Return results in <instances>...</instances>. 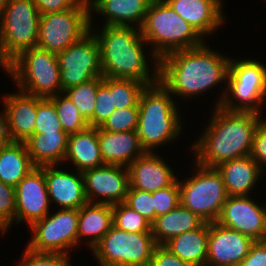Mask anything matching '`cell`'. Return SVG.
Listing matches in <instances>:
<instances>
[{"mask_svg": "<svg viewBox=\"0 0 266 266\" xmlns=\"http://www.w3.org/2000/svg\"><path fill=\"white\" fill-rule=\"evenodd\" d=\"M205 223L181 204L155 219L151 224V232L157 245H165L172 238L182 233L200 228Z\"/></svg>", "mask_w": 266, "mask_h": 266, "instance_id": "28", "label": "cell"}, {"mask_svg": "<svg viewBox=\"0 0 266 266\" xmlns=\"http://www.w3.org/2000/svg\"><path fill=\"white\" fill-rule=\"evenodd\" d=\"M152 1L153 0H88L90 9V29L92 28V11H96V13L105 17L106 22L104 25L132 26L137 24L138 28H141Z\"/></svg>", "mask_w": 266, "mask_h": 266, "instance_id": "22", "label": "cell"}, {"mask_svg": "<svg viewBox=\"0 0 266 266\" xmlns=\"http://www.w3.org/2000/svg\"><path fill=\"white\" fill-rule=\"evenodd\" d=\"M195 163L196 173L187 181H178L180 204L205 222H216L228 198L222 176L216 168Z\"/></svg>", "mask_w": 266, "mask_h": 266, "instance_id": "9", "label": "cell"}, {"mask_svg": "<svg viewBox=\"0 0 266 266\" xmlns=\"http://www.w3.org/2000/svg\"><path fill=\"white\" fill-rule=\"evenodd\" d=\"M216 222L254 241L265 240L266 205H258L248 196H228Z\"/></svg>", "mask_w": 266, "mask_h": 266, "instance_id": "14", "label": "cell"}, {"mask_svg": "<svg viewBox=\"0 0 266 266\" xmlns=\"http://www.w3.org/2000/svg\"><path fill=\"white\" fill-rule=\"evenodd\" d=\"M88 0L74 8L40 15L37 47L58 54L79 41L90 29Z\"/></svg>", "mask_w": 266, "mask_h": 266, "instance_id": "11", "label": "cell"}, {"mask_svg": "<svg viewBox=\"0 0 266 266\" xmlns=\"http://www.w3.org/2000/svg\"><path fill=\"white\" fill-rule=\"evenodd\" d=\"M15 212V187L0 181V230L3 234L13 223V220L15 222Z\"/></svg>", "mask_w": 266, "mask_h": 266, "instance_id": "41", "label": "cell"}, {"mask_svg": "<svg viewBox=\"0 0 266 266\" xmlns=\"http://www.w3.org/2000/svg\"><path fill=\"white\" fill-rule=\"evenodd\" d=\"M254 242L249 236L221 226L217 222H211L206 265L239 266Z\"/></svg>", "mask_w": 266, "mask_h": 266, "instance_id": "17", "label": "cell"}, {"mask_svg": "<svg viewBox=\"0 0 266 266\" xmlns=\"http://www.w3.org/2000/svg\"><path fill=\"white\" fill-rule=\"evenodd\" d=\"M4 113H0V148L9 142Z\"/></svg>", "mask_w": 266, "mask_h": 266, "instance_id": "46", "label": "cell"}, {"mask_svg": "<svg viewBox=\"0 0 266 266\" xmlns=\"http://www.w3.org/2000/svg\"><path fill=\"white\" fill-rule=\"evenodd\" d=\"M83 0H33L41 15L74 8Z\"/></svg>", "mask_w": 266, "mask_h": 266, "instance_id": "44", "label": "cell"}, {"mask_svg": "<svg viewBox=\"0 0 266 266\" xmlns=\"http://www.w3.org/2000/svg\"><path fill=\"white\" fill-rule=\"evenodd\" d=\"M24 142L9 141L0 148V181L15 187L33 168Z\"/></svg>", "mask_w": 266, "mask_h": 266, "instance_id": "30", "label": "cell"}, {"mask_svg": "<svg viewBox=\"0 0 266 266\" xmlns=\"http://www.w3.org/2000/svg\"><path fill=\"white\" fill-rule=\"evenodd\" d=\"M102 83L103 77H96L64 91L86 121L94 115L97 90Z\"/></svg>", "mask_w": 266, "mask_h": 266, "instance_id": "32", "label": "cell"}, {"mask_svg": "<svg viewBox=\"0 0 266 266\" xmlns=\"http://www.w3.org/2000/svg\"><path fill=\"white\" fill-rule=\"evenodd\" d=\"M15 223L26 221L29 227L49 214V195L44 174V166L33 168L15 186Z\"/></svg>", "mask_w": 266, "mask_h": 266, "instance_id": "16", "label": "cell"}, {"mask_svg": "<svg viewBox=\"0 0 266 266\" xmlns=\"http://www.w3.org/2000/svg\"><path fill=\"white\" fill-rule=\"evenodd\" d=\"M68 137L65 131L34 133L24 143L35 166L59 165L65 161Z\"/></svg>", "mask_w": 266, "mask_h": 266, "instance_id": "25", "label": "cell"}, {"mask_svg": "<svg viewBox=\"0 0 266 266\" xmlns=\"http://www.w3.org/2000/svg\"><path fill=\"white\" fill-rule=\"evenodd\" d=\"M139 107L115 109L100 126L108 132L135 131L137 129Z\"/></svg>", "mask_w": 266, "mask_h": 266, "instance_id": "35", "label": "cell"}, {"mask_svg": "<svg viewBox=\"0 0 266 266\" xmlns=\"http://www.w3.org/2000/svg\"><path fill=\"white\" fill-rule=\"evenodd\" d=\"M173 100L160 81L143 90L139 99L136 132L145 152H152L159 145L174 141L179 136L182 119Z\"/></svg>", "mask_w": 266, "mask_h": 266, "instance_id": "4", "label": "cell"}, {"mask_svg": "<svg viewBox=\"0 0 266 266\" xmlns=\"http://www.w3.org/2000/svg\"><path fill=\"white\" fill-rule=\"evenodd\" d=\"M18 266H72V264L66 254L34 252L26 247Z\"/></svg>", "mask_w": 266, "mask_h": 266, "instance_id": "39", "label": "cell"}, {"mask_svg": "<svg viewBox=\"0 0 266 266\" xmlns=\"http://www.w3.org/2000/svg\"><path fill=\"white\" fill-rule=\"evenodd\" d=\"M41 99L21 90L3 96V113L10 141L24 142L34 134L37 103Z\"/></svg>", "mask_w": 266, "mask_h": 266, "instance_id": "18", "label": "cell"}, {"mask_svg": "<svg viewBox=\"0 0 266 266\" xmlns=\"http://www.w3.org/2000/svg\"><path fill=\"white\" fill-rule=\"evenodd\" d=\"M66 160H70L80 172L104 165L97 128L88 127L84 131L69 135L65 162Z\"/></svg>", "mask_w": 266, "mask_h": 266, "instance_id": "27", "label": "cell"}, {"mask_svg": "<svg viewBox=\"0 0 266 266\" xmlns=\"http://www.w3.org/2000/svg\"><path fill=\"white\" fill-rule=\"evenodd\" d=\"M4 69L27 94L50 98L62 93L57 54L45 49H24Z\"/></svg>", "mask_w": 266, "mask_h": 266, "instance_id": "6", "label": "cell"}, {"mask_svg": "<svg viewBox=\"0 0 266 266\" xmlns=\"http://www.w3.org/2000/svg\"><path fill=\"white\" fill-rule=\"evenodd\" d=\"M56 131L64 130L59 121L55 105L50 98H42L37 103L34 133H51Z\"/></svg>", "mask_w": 266, "mask_h": 266, "instance_id": "36", "label": "cell"}, {"mask_svg": "<svg viewBox=\"0 0 266 266\" xmlns=\"http://www.w3.org/2000/svg\"><path fill=\"white\" fill-rule=\"evenodd\" d=\"M156 246L152 232H127L112 225L92 253L100 266H149Z\"/></svg>", "mask_w": 266, "mask_h": 266, "instance_id": "10", "label": "cell"}, {"mask_svg": "<svg viewBox=\"0 0 266 266\" xmlns=\"http://www.w3.org/2000/svg\"><path fill=\"white\" fill-rule=\"evenodd\" d=\"M115 109L110 89L102 83L97 90L94 115L88 121L89 127H100Z\"/></svg>", "mask_w": 266, "mask_h": 266, "instance_id": "40", "label": "cell"}, {"mask_svg": "<svg viewBox=\"0 0 266 266\" xmlns=\"http://www.w3.org/2000/svg\"><path fill=\"white\" fill-rule=\"evenodd\" d=\"M224 90L215 107L262 114L260 105L266 96V67L262 62L251 59H231L227 88ZM233 98L240 101L239 104Z\"/></svg>", "mask_w": 266, "mask_h": 266, "instance_id": "8", "label": "cell"}, {"mask_svg": "<svg viewBox=\"0 0 266 266\" xmlns=\"http://www.w3.org/2000/svg\"><path fill=\"white\" fill-rule=\"evenodd\" d=\"M250 156L257 162L260 169L263 166H265L266 164V119L263 120L256 129Z\"/></svg>", "mask_w": 266, "mask_h": 266, "instance_id": "42", "label": "cell"}, {"mask_svg": "<svg viewBox=\"0 0 266 266\" xmlns=\"http://www.w3.org/2000/svg\"><path fill=\"white\" fill-rule=\"evenodd\" d=\"M79 209H59L47 214L31 226L33 237L28 241L34 252L69 254V249L78 245Z\"/></svg>", "mask_w": 266, "mask_h": 266, "instance_id": "12", "label": "cell"}, {"mask_svg": "<svg viewBox=\"0 0 266 266\" xmlns=\"http://www.w3.org/2000/svg\"><path fill=\"white\" fill-rule=\"evenodd\" d=\"M149 266H192L174 255L164 245H157L154 249Z\"/></svg>", "mask_w": 266, "mask_h": 266, "instance_id": "43", "label": "cell"}, {"mask_svg": "<svg viewBox=\"0 0 266 266\" xmlns=\"http://www.w3.org/2000/svg\"><path fill=\"white\" fill-rule=\"evenodd\" d=\"M129 187L155 192L173 185L177 177L162 158L154 152H145L128 167Z\"/></svg>", "mask_w": 266, "mask_h": 266, "instance_id": "20", "label": "cell"}, {"mask_svg": "<svg viewBox=\"0 0 266 266\" xmlns=\"http://www.w3.org/2000/svg\"><path fill=\"white\" fill-rule=\"evenodd\" d=\"M155 219L172 211L180 205V188L178 180L171 186L152 192Z\"/></svg>", "mask_w": 266, "mask_h": 266, "instance_id": "38", "label": "cell"}, {"mask_svg": "<svg viewBox=\"0 0 266 266\" xmlns=\"http://www.w3.org/2000/svg\"><path fill=\"white\" fill-rule=\"evenodd\" d=\"M124 168V169H123ZM88 202L116 205L125 201L129 188L128 168L104 164L82 172ZM103 197L96 201L94 197ZM94 199V200H93Z\"/></svg>", "mask_w": 266, "mask_h": 266, "instance_id": "15", "label": "cell"}, {"mask_svg": "<svg viewBox=\"0 0 266 266\" xmlns=\"http://www.w3.org/2000/svg\"><path fill=\"white\" fill-rule=\"evenodd\" d=\"M205 44L172 52L159 60V81L172 95H201L227 81L231 58Z\"/></svg>", "mask_w": 266, "mask_h": 266, "instance_id": "1", "label": "cell"}, {"mask_svg": "<svg viewBox=\"0 0 266 266\" xmlns=\"http://www.w3.org/2000/svg\"><path fill=\"white\" fill-rule=\"evenodd\" d=\"M182 19L202 36L223 24L222 0H164Z\"/></svg>", "mask_w": 266, "mask_h": 266, "instance_id": "21", "label": "cell"}, {"mask_svg": "<svg viewBox=\"0 0 266 266\" xmlns=\"http://www.w3.org/2000/svg\"><path fill=\"white\" fill-rule=\"evenodd\" d=\"M103 83L110 89L116 109L138 107L146 84L134 79L103 77Z\"/></svg>", "mask_w": 266, "mask_h": 266, "instance_id": "31", "label": "cell"}, {"mask_svg": "<svg viewBox=\"0 0 266 266\" xmlns=\"http://www.w3.org/2000/svg\"><path fill=\"white\" fill-rule=\"evenodd\" d=\"M62 92L102 76L100 45L90 30L79 41L57 54Z\"/></svg>", "mask_w": 266, "mask_h": 266, "instance_id": "13", "label": "cell"}, {"mask_svg": "<svg viewBox=\"0 0 266 266\" xmlns=\"http://www.w3.org/2000/svg\"><path fill=\"white\" fill-rule=\"evenodd\" d=\"M113 225L112 205L87 202L79 208L78 245L83 237H88L91 250Z\"/></svg>", "mask_w": 266, "mask_h": 266, "instance_id": "26", "label": "cell"}, {"mask_svg": "<svg viewBox=\"0 0 266 266\" xmlns=\"http://www.w3.org/2000/svg\"><path fill=\"white\" fill-rule=\"evenodd\" d=\"M91 31L99 41L103 77L134 79L147 86L159 81V64L149 73L140 28L103 25L101 32Z\"/></svg>", "mask_w": 266, "mask_h": 266, "instance_id": "3", "label": "cell"}, {"mask_svg": "<svg viewBox=\"0 0 266 266\" xmlns=\"http://www.w3.org/2000/svg\"><path fill=\"white\" fill-rule=\"evenodd\" d=\"M9 2V0H0V14L3 11L5 5Z\"/></svg>", "mask_w": 266, "mask_h": 266, "instance_id": "47", "label": "cell"}, {"mask_svg": "<svg viewBox=\"0 0 266 266\" xmlns=\"http://www.w3.org/2000/svg\"><path fill=\"white\" fill-rule=\"evenodd\" d=\"M239 266H266V241H255Z\"/></svg>", "mask_w": 266, "mask_h": 266, "instance_id": "45", "label": "cell"}, {"mask_svg": "<svg viewBox=\"0 0 266 266\" xmlns=\"http://www.w3.org/2000/svg\"><path fill=\"white\" fill-rule=\"evenodd\" d=\"M215 168L222 176L228 196H249L263 173L250 155L225 161Z\"/></svg>", "mask_w": 266, "mask_h": 266, "instance_id": "24", "label": "cell"}, {"mask_svg": "<svg viewBox=\"0 0 266 266\" xmlns=\"http://www.w3.org/2000/svg\"><path fill=\"white\" fill-rule=\"evenodd\" d=\"M97 133L104 164L128 167L145 153L140 145L136 130L108 132L97 127Z\"/></svg>", "mask_w": 266, "mask_h": 266, "instance_id": "23", "label": "cell"}, {"mask_svg": "<svg viewBox=\"0 0 266 266\" xmlns=\"http://www.w3.org/2000/svg\"><path fill=\"white\" fill-rule=\"evenodd\" d=\"M124 203L146 218L151 224L155 221L152 193L129 187Z\"/></svg>", "mask_w": 266, "mask_h": 266, "instance_id": "37", "label": "cell"}, {"mask_svg": "<svg viewBox=\"0 0 266 266\" xmlns=\"http://www.w3.org/2000/svg\"><path fill=\"white\" fill-rule=\"evenodd\" d=\"M255 112L226 111L216 107L206 130L192 145L195 161L215 168L225 161L250 155L254 134L262 122Z\"/></svg>", "mask_w": 266, "mask_h": 266, "instance_id": "2", "label": "cell"}, {"mask_svg": "<svg viewBox=\"0 0 266 266\" xmlns=\"http://www.w3.org/2000/svg\"><path fill=\"white\" fill-rule=\"evenodd\" d=\"M209 223L200 228L177 235L164 246L174 255L192 266L206 265Z\"/></svg>", "mask_w": 266, "mask_h": 266, "instance_id": "29", "label": "cell"}, {"mask_svg": "<svg viewBox=\"0 0 266 266\" xmlns=\"http://www.w3.org/2000/svg\"><path fill=\"white\" fill-rule=\"evenodd\" d=\"M113 225L127 232H151V223L124 202L112 205Z\"/></svg>", "mask_w": 266, "mask_h": 266, "instance_id": "34", "label": "cell"}, {"mask_svg": "<svg viewBox=\"0 0 266 266\" xmlns=\"http://www.w3.org/2000/svg\"><path fill=\"white\" fill-rule=\"evenodd\" d=\"M50 99L55 105L62 128L68 135L84 131L89 127L88 121L80 114L71 99L66 94L64 95V92Z\"/></svg>", "mask_w": 266, "mask_h": 266, "instance_id": "33", "label": "cell"}, {"mask_svg": "<svg viewBox=\"0 0 266 266\" xmlns=\"http://www.w3.org/2000/svg\"><path fill=\"white\" fill-rule=\"evenodd\" d=\"M40 13L33 0H9L0 14L3 69L24 49L37 46Z\"/></svg>", "mask_w": 266, "mask_h": 266, "instance_id": "7", "label": "cell"}, {"mask_svg": "<svg viewBox=\"0 0 266 266\" xmlns=\"http://www.w3.org/2000/svg\"><path fill=\"white\" fill-rule=\"evenodd\" d=\"M140 30L147 44H152L151 56L155 64L172 52L198 47L205 42L164 0L151 2Z\"/></svg>", "mask_w": 266, "mask_h": 266, "instance_id": "5", "label": "cell"}, {"mask_svg": "<svg viewBox=\"0 0 266 266\" xmlns=\"http://www.w3.org/2000/svg\"><path fill=\"white\" fill-rule=\"evenodd\" d=\"M76 173L58 170L57 165H44L49 201H55L61 209H79L88 202L83 174L80 171Z\"/></svg>", "mask_w": 266, "mask_h": 266, "instance_id": "19", "label": "cell"}]
</instances>
